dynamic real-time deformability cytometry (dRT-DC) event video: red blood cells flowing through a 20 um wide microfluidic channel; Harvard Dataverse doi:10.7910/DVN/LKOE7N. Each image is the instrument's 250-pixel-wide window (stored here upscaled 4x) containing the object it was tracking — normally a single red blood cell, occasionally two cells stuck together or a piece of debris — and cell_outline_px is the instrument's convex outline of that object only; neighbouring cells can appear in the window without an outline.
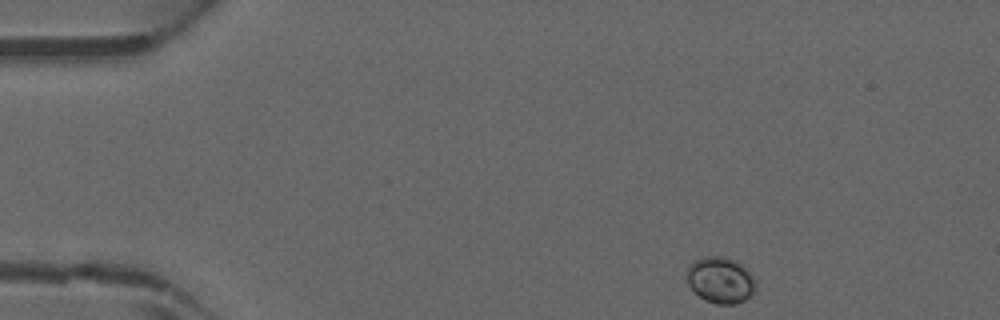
{"species": "common noctule bat (a hibernating species)", "species_latin": "Nyctalus noctula", "temperature_condition": "warm", "stored_images_in_passage": 40, "camera_frame_rate_fps": 3000, "um_per_image_px": 0.085, "animal": {"sex": "male", "forearm_length_mm": 52.5}, "frame": {"image": 1, "passage_image": 1, "time_ms": 0.0, "image_size_px": [1000, 320], "cell_outline_px": [[752, 292], [744, 300], [736, 304], [716, 304], [704, 300], [688, 284], [688, 268], [696, 260], [704, 256], [724, 256], [736, 260], [748, 268], [752, 276]], "centroid_in_image_um": [61.23, 23.79], "position_along_channel_um": 23.8, "area_um2": 18.15}}
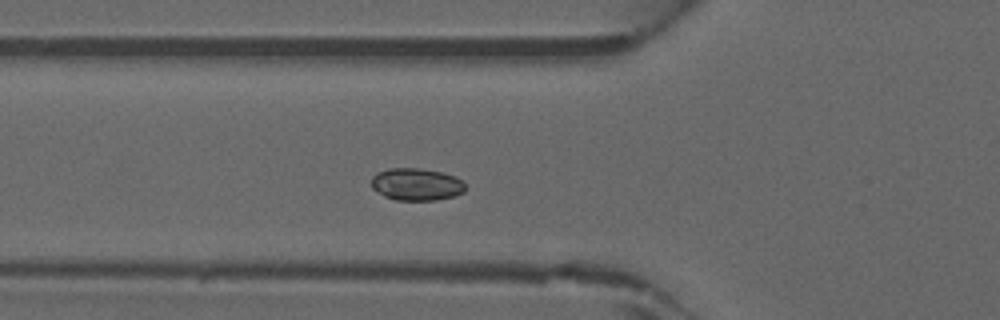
{"frame": {"image": 2, "passage_image": 11, "time_ms": 3.333, "image_size_px": [1000, 320], "cell_outline_px": [[468, 188], [464, 192], [452, 196], [436, 200], [396, 200], [384, 196], [372, 188], [372, 176], [376, 172], [388, 168], [420, 168], [440, 172], [456, 176]], "centroid_in_image_um": [35.39, 15.66], "position_along_channel_um": 90.4, "area_um2": 17.74}}
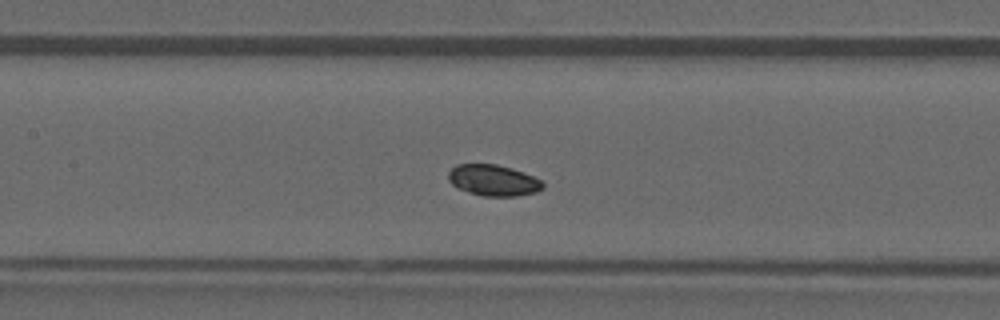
{"frame": {"image": 3, "passage_image": 16, "time_ms": 5.0, "image_size_px": [1000, 320], "cell_outline_px": [[544, 188], [536, 192], [516, 196], [480, 196], [456, 188], [448, 180], [448, 172], [456, 164], [496, 164], [512, 168], [524, 172], [540, 180], [544, 184]], "centroid_in_image_um": [41.91, 15.33], "position_along_channel_um": 165.5, "area_um2": 17.28}}